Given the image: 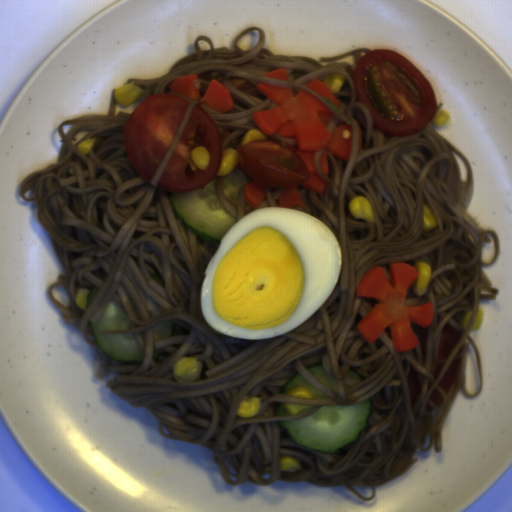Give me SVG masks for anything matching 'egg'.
<instances>
[{"instance_id":"d2b9013d","label":"egg","mask_w":512,"mask_h":512,"mask_svg":"<svg viewBox=\"0 0 512 512\" xmlns=\"http://www.w3.org/2000/svg\"><path fill=\"white\" fill-rule=\"evenodd\" d=\"M341 269L340 245L324 222L292 207L264 206L218 242L204 269L202 315L220 335L275 338L319 309Z\"/></svg>"}]
</instances>
